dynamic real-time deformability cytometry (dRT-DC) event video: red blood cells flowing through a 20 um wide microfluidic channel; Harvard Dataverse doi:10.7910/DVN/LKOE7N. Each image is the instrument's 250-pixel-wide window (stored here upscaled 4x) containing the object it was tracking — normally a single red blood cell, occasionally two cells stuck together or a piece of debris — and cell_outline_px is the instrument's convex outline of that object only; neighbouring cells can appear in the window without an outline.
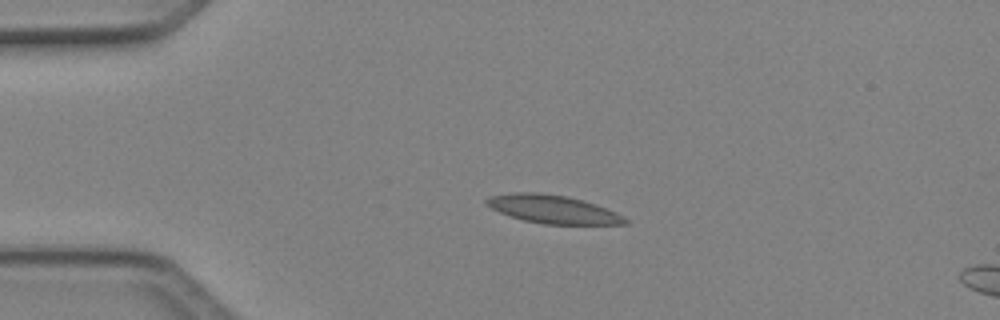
{"species": "Egyptian fruit bat (a non-hibernating species)", "species_latin": "Rousettus aegyptiacus", "temperature_condition": "cold", "stored_images_in_passage": 3, "camera_frame_rate_fps": 3000, "um_per_image_px": 0.085, "animal": {"sex": "female"}, "frame": {"image": 1, "passage_image": 2, "time_ms": 0.333, "image_size_px": [1000, 320], "cell_outline_px": [[628, 224], [544, 224], [524, 220], [500, 212], [484, 204], [484, 200], [488, 196], [512, 192], [540, 192], [568, 196], [584, 200], [596, 204], [616, 212], [624, 216], [628, 220]], "centroid_in_image_um": [46.99, 17.77], "position_along_channel_um": 38.0, "area_um2": 22.95}}